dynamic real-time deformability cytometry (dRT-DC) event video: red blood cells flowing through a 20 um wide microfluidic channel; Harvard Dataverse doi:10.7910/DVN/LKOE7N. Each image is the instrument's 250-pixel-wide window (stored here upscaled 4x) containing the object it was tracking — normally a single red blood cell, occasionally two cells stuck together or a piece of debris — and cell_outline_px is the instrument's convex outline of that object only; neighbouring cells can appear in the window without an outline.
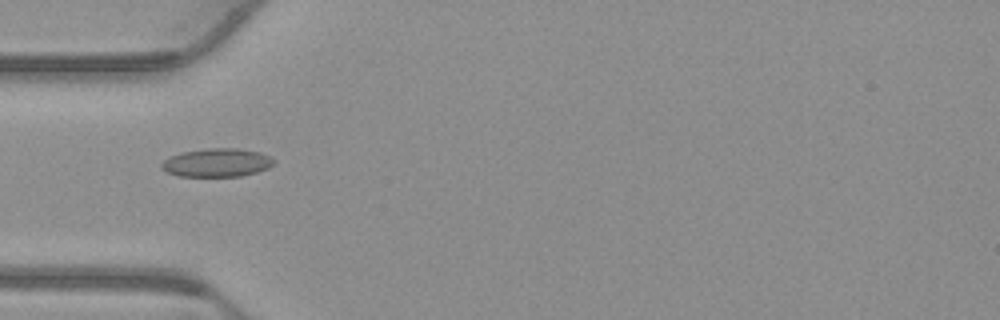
{"species": "common noctule bat (a hibernating species)", "species_latin": "Nyctalus noctula", "temperature_condition": "warm", "stored_images_in_passage": 5, "camera_frame_rate_fps": 3000, "um_per_image_px": 0.085, "animal": {"sex": "male", "body_mass_g": 23.1, "forearm_length_mm": 52.7}, "frame": {"image": 1, "passage_image": 1, "time_ms": 0.0, "image_size_px": [1000, 320], "cell_outline_px": [[276, 160], [268, 168], [256, 172], [240, 176], [176, 176], [160, 168], [160, 164], [164, 160], [180, 152], [208, 148], [236, 148], [260, 152], [272, 156]], "centroid_in_image_um": [18.44, 13.82], "position_along_channel_um": 66.6, "area_um2": 18.67}}